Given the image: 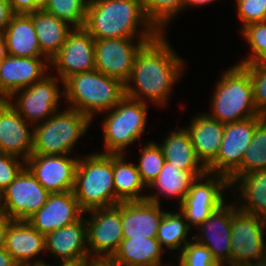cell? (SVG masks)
I'll return each instance as SVG.
<instances>
[{"label":"cell","mask_w":266,"mask_h":266,"mask_svg":"<svg viewBox=\"0 0 266 266\" xmlns=\"http://www.w3.org/2000/svg\"><path fill=\"white\" fill-rule=\"evenodd\" d=\"M171 46L165 33L140 49L130 77L125 82L127 97L145 103L153 102L156 106H167L172 87L180 81L186 68L184 59Z\"/></svg>","instance_id":"1"},{"label":"cell","mask_w":266,"mask_h":266,"mask_svg":"<svg viewBox=\"0 0 266 266\" xmlns=\"http://www.w3.org/2000/svg\"><path fill=\"white\" fill-rule=\"evenodd\" d=\"M83 28L95 40L155 39L160 34L146 18L142 0H89Z\"/></svg>","instance_id":"2"},{"label":"cell","mask_w":266,"mask_h":266,"mask_svg":"<svg viewBox=\"0 0 266 266\" xmlns=\"http://www.w3.org/2000/svg\"><path fill=\"white\" fill-rule=\"evenodd\" d=\"M62 89L68 107L80 111L91 120L96 114L113 109L126 96L125 84L121 80L96 69L68 77Z\"/></svg>","instance_id":"3"},{"label":"cell","mask_w":266,"mask_h":266,"mask_svg":"<svg viewBox=\"0 0 266 266\" xmlns=\"http://www.w3.org/2000/svg\"><path fill=\"white\" fill-rule=\"evenodd\" d=\"M211 97V113L224 125L259 116L254 103L250 72L239 64L227 68L216 82Z\"/></svg>","instance_id":"4"},{"label":"cell","mask_w":266,"mask_h":266,"mask_svg":"<svg viewBox=\"0 0 266 266\" xmlns=\"http://www.w3.org/2000/svg\"><path fill=\"white\" fill-rule=\"evenodd\" d=\"M73 193L84 212L115 206L113 154L82 155L76 168Z\"/></svg>","instance_id":"5"},{"label":"cell","mask_w":266,"mask_h":266,"mask_svg":"<svg viewBox=\"0 0 266 266\" xmlns=\"http://www.w3.org/2000/svg\"><path fill=\"white\" fill-rule=\"evenodd\" d=\"M92 120L78 110H57L46 121L34 125L33 149L37 155H71L87 133Z\"/></svg>","instance_id":"6"},{"label":"cell","mask_w":266,"mask_h":266,"mask_svg":"<svg viewBox=\"0 0 266 266\" xmlns=\"http://www.w3.org/2000/svg\"><path fill=\"white\" fill-rule=\"evenodd\" d=\"M148 103L125 96L102 123L104 152L102 154H126V148L141 139L145 132Z\"/></svg>","instance_id":"7"},{"label":"cell","mask_w":266,"mask_h":266,"mask_svg":"<svg viewBox=\"0 0 266 266\" xmlns=\"http://www.w3.org/2000/svg\"><path fill=\"white\" fill-rule=\"evenodd\" d=\"M232 203L231 263L259 264L266 259V218Z\"/></svg>","instance_id":"8"},{"label":"cell","mask_w":266,"mask_h":266,"mask_svg":"<svg viewBox=\"0 0 266 266\" xmlns=\"http://www.w3.org/2000/svg\"><path fill=\"white\" fill-rule=\"evenodd\" d=\"M59 84L64 85V82L49 72L29 87L16 91L7 100L27 122L35 125L59 110L60 100L64 98V90H60Z\"/></svg>","instance_id":"9"},{"label":"cell","mask_w":266,"mask_h":266,"mask_svg":"<svg viewBox=\"0 0 266 266\" xmlns=\"http://www.w3.org/2000/svg\"><path fill=\"white\" fill-rule=\"evenodd\" d=\"M229 179L223 175L206 172L197 177L179 209L192 228L201 225L214 210L226 202L225 193L230 189Z\"/></svg>","instance_id":"10"},{"label":"cell","mask_w":266,"mask_h":266,"mask_svg":"<svg viewBox=\"0 0 266 266\" xmlns=\"http://www.w3.org/2000/svg\"><path fill=\"white\" fill-rule=\"evenodd\" d=\"M87 223L90 258L110 259L124 239L122 231V202L108 208L84 212Z\"/></svg>","instance_id":"11"},{"label":"cell","mask_w":266,"mask_h":266,"mask_svg":"<svg viewBox=\"0 0 266 266\" xmlns=\"http://www.w3.org/2000/svg\"><path fill=\"white\" fill-rule=\"evenodd\" d=\"M262 115L224 125V135L217 157L206 167L207 172L229 178L241 165L256 126Z\"/></svg>","instance_id":"12"},{"label":"cell","mask_w":266,"mask_h":266,"mask_svg":"<svg viewBox=\"0 0 266 266\" xmlns=\"http://www.w3.org/2000/svg\"><path fill=\"white\" fill-rule=\"evenodd\" d=\"M153 39L109 38L95 40V69L121 80L130 77L134 60L140 49Z\"/></svg>","instance_id":"13"},{"label":"cell","mask_w":266,"mask_h":266,"mask_svg":"<svg viewBox=\"0 0 266 266\" xmlns=\"http://www.w3.org/2000/svg\"><path fill=\"white\" fill-rule=\"evenodd\" d=\"M49 195L25 167L1 193L3 211L13 220H27L47 202Z\"/></svg>","instance_id":"14"},{"label":"cell","mask_w":266,"mask_h":266,"mask_svg":"<svg viewBox=\"0 0 266 266\" xmlns=\"http://www.w3.org/2000/svg\"><path fill=\"white\" fill-rule=\"evenodd\" d=\"M49 63L63 82L74 74L95 70V39L84 28H73Z\"/></svg>","instance_id":"15"},{"label":"cell","mask_w":266,"mask_h":266,"mask_svg":"<svg viewBox=\"0 0 266 266\" xmlns=\"http://www.w3.org/2000/svg\"><path fill=\"white\" fill-rule=\"evenodd\" d=\"M45 250L59 261L55 266H77L91 259L88 251L85 216L45 235Z\"/></svg>","instance_id":"16"},{"label":"cell","mask_w":266,"mask_h":266,"mask_svg":"<svg viewBox=\"0 0 266 266\" xmlns=\"http://www.w3.org/2000/svg\"><path fill=\"white\" fill-rule=\"evenodd\" d=\"M79 156L31 154L26 167L37 181L49 192L73 191Z\"/></svg>","instance_id":"17"},{"label":"cell","mask_w":266,"mask_h":266,"mask_svg":"<svg viewBox=\"0 0 266 266\" xmlns=\"http://www.w3.org/2000/svg\"><path fill=\"white\" fill-rule=\"evenodd\" d=\"M197 229L193 239L206 246L219 265L231 263L232 203L214 210Z\"/></svg>","instance_id":"18"},{"label":"cell","mask_w":266,"mask_h":266,"mask_svg":"<svg viewBox=\"0 0 266 266\" xmlns=\"http://www.w3.org/2000/svg\"><path fill=\"white\" fill-rule=\"evenodd\" d=\"M49 62L46 57L7 55L0 64V100H7L16 91L41 80L48 74Z\"/></svg>","instance_id":"19"},{"label":"cell","mask_w":266,"mask_h":266,"mask_svg":"<svg viewBox=\"0 0 266 266\" xmlns=\"http://www.w3.org/2000/svg\"><path fill=\"white\" fill-rule=\"evenodd\" d=\"M33 127L8 100H0V152L27 161L33 149Z\"/></svg>","instance_id":"20"},{"label":"cell","mask_w":266,"mask_h":266,"mask_svg":"<svg viewBox=\"0 0 266 266\" xmlns=\"http://www.w3.org/2000/svg\"><path fill=\"white\" fill-rule=\"evenodd\" d=\"M84 214L73 191L50 193L47 202L27 221L41 234L52 231L78 221Z\"/></svg>","instance_id":"21"},{"label":"cell","mask_w":266,"mask_h":266,"mask_svg":"<svg viewBox=\"0 0 266 266\" xmlns=\"http://www.w3.org/2000/svg\"><path fill=\"white\" fill-rule=\"evenodd\" d=\"M4 248L19 266L48 265L39 257L36 258L40 253L46 251L45 235L41 234L27 220L11 222L6 232Z\"/></svg>","instance_id":"22"},{"label":"cell","mask_w":266,"mask_h":266,"mask_svg":"<svg viewBox=\"0 0 266 266\" xmlns=\"http://www.w3.org/2000/svg\"><path fill=\"white\" fill-rule=\"evenodd\" d=\"M161 204L148 200L122 202L124 238H156L166 211Z\"/></svg>","instance_id":"23"},{"label":"cell","mask_w":266,"mask_h":266,"mask_svg":"<svg viewBox=\"0 0 266 266\" xmlns=\"http://www.w3.org/2000/svg\"><path fill=\"white\" fill-rule=\"evenodd\" d=\"M197 158L207 167L218 155L224 135V124L206 112L191 118L186 127Z\"/></svg>","instance_id":"24"},{"label":"cell","mask_w":266,"mask_h":266,"mask_svg":"<svg viewBox=\"0 0 266 266\" xmlns=\"http://www.w3.org/2000/svg\"><path fill=\"white\" fill-rule=\"evenodd\" d=\"M165 252L156 238H124L110 260L115 266H167Z\"/></svg>","instance_id":"25"},{"label":"cell","mask_w":266,"mask_h":266,"mask_svg":"<svg viewBox=\"0 0 266 266\" xmlns=\"http://www.w3.org/2000/svg\"><path fill=\"white\" fill-rule=\"evenodd\" d=\"M161 144L165 161L177 169L192 172L199 177L207 172L206 167L197 158L190 135L185 127L169 132Z\"/></svg>","instance_id":"26"},{"label":"cell","mask_w":266,"mask_h":266,"mask_svg":"<svg viewBox=\"0 0 266 266\" xmlns=\"http://www.w3.org/2000/svg\"><path fill=\"white\" fill-rule=\"evenodd\" d=\"M3 35L8 55L45 57L41 53L33 21L28 14H13Z\"/></svg>","instance_id":"27"},{"label":"cell","mask_w":266,"mask_h":266,"mask_svg":"<svg viewBox=\"0 0 266 266\" xmlns=\"http://www.w3.org/2000/svg\"><path fill=\"white\" fill-rule=\"evenodd\" d=\"M230 185V192L233 188L234 197L238 194L242 202L237 203L238 209L266 218V169L242 174Z\"/></svg>","instance_id":"28"},{"label":"cell","mask_w":266,"mask_h":266,"mask_svg":"<svg viewBox=\"0 0 266 266\" xmlns=\"http://www.w3.org/2000/svg\"><path fill=\"white\" fill-rule=\"evenodd\" d=\"M28 15L32 18L41 53L51 61L74 27L42 9Z\"/></svg>","instance_id":"29"},{"label":"cell","mask_w":266,"mask_h":266,"mask_svg":"<svg viewBox=\"0 0 266 266\" xmlns=\"http://www.w3.org/2000/svg\"><path fill=\"white\" fill-rule=\"evenodd\" d=\"M196 178L192 172L177 169L172 163L165 161L157 178L148 186V189L153 191L156 188L154 189L156 191L155 193H148L146 200L160 204V195H162L170 197V199L171 197L172 199L177 198L176 202L178 201L180 205Z\"/></svg>","instance_id":"30"},{"label":"cell","mask_w":266,"mask_h":266,"mask_svg":"<svg viewBox=\"0 0 266 266\" xmlns=\"http://www.w3.org/2000/svg\"><path fill=\"white\" fill-rule=\"evenodd\" d=\"M126 154H113V181L115 206L120 202L146 200V186L142 182L136 164L127 161ZM143 189L145 191H143Z\"/></svg>","instance_id":"31"},{"label":"cell","mask_w":266,"mask_h":266,"mask_svg":"<svg viewBox=\"0 0 266 266\" xmlns=\"http://www.w3.org/2000/svg\"><path fill=\"white\" fill-rule=\"evenodd\" d=\"M190 230L191 227L181 211H166L160 222L156 239L165 251L167 247L170 251L175 250L180 253L184 246L193 240V236H190V240L187 237L190 235Z\"/></svg>","instance_id":"32"},{"label":"cell","mask_w":266,"mask_h":266,"mask_svg":"<svg viewBox=\"0 0 266 266\" xmlns=\"http://www.w3.org/2000/svg\"><path fill=\"white\" fill-rule=\"evenodd\" d=\"M266 169V117L256 126L240 167L228 178L230 184L240 175Z\"/></svg>","instance_id":"33"},{"label":"cell","mask_w":266,"mask_h":266,"mask_svg":"<svg viewBox=\"0 0 266 266\" xmlns=\"http://www.w3.org/2000/svg\"><path fill=\"white\" fill-rule=\"evenodd\" d=\"M143 10L148 21L160 33L165 34L174 16L183 11V0H142Z\"/></svg>","instance_id":"34"},{"label":"cell","mask_w":266,"mask_h":266,"mask_svg":"<svg viewBox=\"0 0 266 266\" xmlns=\"http://www.w3.org/2000/svg\"><path fill=\"white\" fill-rule=\"evenodd\" d=\"M89 0H46L42 10L64 20L74 28H83Z\"/></svg>","instance_id":"35"},{"label":"cell","mask_w":266,"mask_h":266,"mask_svg":"<svg viewBox=\"0 0 266 266\" xmlns=\"http://www.w3.org/2000/svg\"><path fill=\"white\" fill-rule=\"evenodd\" d=\"M139 150L141 154L136 167L142 182L148 187L159 175L165 163V157L161 147L154 141L143 144Z\"/></svg>","instance_id":"36"},{"label":"cell","mask_w":266,"mask_h":266,"mask_svg":"<svg viewBox=\"0 0 266 266\" xmlns=\"http://www.w3.org/2000/svg\"><path fill=\"white\" fill-rule=\"evenodd\" d=\"M244 39L251 48V53L244 57L239 65L256 63L266 53V21L249 24L240 29Z\"/></svg>","instance_id":"37"},{"label":"cell","mask_w":266,"mask_h":266,"mask_svg":"<svg viewBox=\"0 0 266 266\" xmlns=\"http://www.w3.org/2000/svg\"><path fill=\"white\" fill-rule=\"evenodd\" d=\"M177 266H220L211 251L194 239L181 250Z\"/></svg>","instance_id":"38"},{"label":"cell","mask_w":266,"mask_h":266,"mask_svg":"<svg viewBox=\"0 0 266 266\" xmlns=\"http://www.w3.org/2000/svg\"><path fill=\"white\" fill-rule=\"evenodd\" d=\"M241 29L249 24L266 21V0H235Z\"/></svg>","instance_id":"39"},{"label":"cell","mask_w":266,"mask_h":266,"mask_svg":"<svg viewBox=\"0 0 266 266\" xmlns=\"http://www.w3.org/2000/svg\"><path fill=\"white\" fill-rule=\"evenodd\" d=\"M251 75L254 103L260 115L266 117V68L257 63L243 65Z\"/></svg>","instance_id":"40"},{"label":"cell","mask_w":266,"mask_h":266,"mask_svg":"<svg viewBox=\"0 0 266 266\" xmlns=\"http://www.w3.org/2000/svg\"><path fill=\"white\" fill-rule=\"evenodd\" d=\"M26 167V161L0 152V192L6 189Z\"/></svg>","instance_id":"41"},{"label":"cell","mask_w":266,"mask_h":266,"mask_svg":"<svg viewBox=\"0 0 266 266\" xmlns=\"http://www.w3.org/2000/svg\"><path fill=\"white\" fill-rule=\"evenodd\" d=\"M13 14H29L44 7L46 0H8Z\"/></svg>","instance_id":"42"},{"label":"cell","mask_w":266,"mask_h":266,"mask_svg":"<svg viewBox=\"0 0 266 266\" xmlns=\"http://www.w3.org/2000/svg\"><path fill=\"white\" fill-rule=\"evenodd\" d=\"M12 15L8 0H0V33L6 29Z\"/></svg>","instance_id":"43"},{"label":"cell","mask_w":266,"mask_h":266,"mask_svg":"<svg viewBox=\"0 0 266 266\" xmlns=\"http://www.w3.org/2000/svg\"><path fill=\"white\" fill-rule=\"evenodd\" d=\"M12 221L5 212L0 214V248L5 246L6 232Z\"/></svg>","instance_id":"44"},{"label":"cell","mask_w":266,"mask_h":266,"mask_svg":"<svg viewBox=\"0 0 266 266\" xmlns=\"http://www.w3.org/2000/svg\"><path fill=\"white\" fill-rule=\"evenodd\" d=\"M77 266H115L110 259L91 258L83 261Z\"/></svg>","instance_id":"45"},{"label":"cell","mask_w":266,"mask_h":266,"mask_svg":"<svg viewBox=\"0 0 266 266\" xmlns=\"http://www.w3.org/2000/svg\"><path fill=\"white\" fill-rule=\"evenodd\" d=\"M0 266H19L4 247L0 248Z\"/></svg>","instance_id":"46"},{"label":"cell","mask_w":266,"mask_h":266,"mask_svg":"<svg viewBox=\"0 0 266 266\" xmlns=\"http://www.w3.org/2000/svg\"><path fill=\"white\" fill-rule=\"evenodd\" d=\"M215 1H218V0H183V10H186L190 6L200 7L202 5L205 6L207 4L211 5V3H214Z\"/></svg>","instance_id":"47"},{"label":"cell","mask_w":266,"mask_h":266,"mask_svg":"<svg viewBox=\"0 0 266 266\" xmlns=\"http://www.w3.org/2000/svg\"><path fill=\"white\" fill-rule=\"evenodd\" d=\"M7 47H6V41L4 38L3 33H0V64L3 62V60L7 56Z\"/></svg>","instance_id":"48"},{"label":"cell","mask_w":266,"mask_h":266,"mask_svg":"<svg viewBox=\"0 0 266 266\" xmlns=\"http://www.w3.org/2000/svg\"><path fill=\"white\" fill-rule=\"evenodd\" d=\"M256 63L260 67L266 68V53Z\"/></svg>","instance_id":"49"},{"label":"cell","mask_w":266,"mask_h":266,"mask_svg":"<svg viewBox=\"0 0 266 266\" xmlns=\"http://www.w3.org/2000/svg\"><path fill=\"white\" fill-rule=\"evenodd\" d=\"M220 266H257V264H244V263H226Z\"/></svg>","instance_id":"50"},{"label":"cell","mask_w":266,"mask_h":266,"mask_svg":"<svg viewBox=\"0 0 266 266\" xmlns=\"http://www.w3.org/2000/svg\"><path fill=\"white\" fill-rule=\"evenodd\" d=\"M4 213L3 211V205H2V196H1V192H0V214Z\"/></svg>","instance_id":"51"},{"label":"cell","mask_w":266,"mask_h":266,"mask_svg":"<svg viewBox=\"0 0 266 266\" xmlns=\"http://www.w3.org/2000/svg\"><path fill=\"white\" fill-rule=\"evenodd\" d=\"M257 266H266V259L262 261L261 263L257 264Z\"/></svg>","instance_id":"52"}]
</instances>
